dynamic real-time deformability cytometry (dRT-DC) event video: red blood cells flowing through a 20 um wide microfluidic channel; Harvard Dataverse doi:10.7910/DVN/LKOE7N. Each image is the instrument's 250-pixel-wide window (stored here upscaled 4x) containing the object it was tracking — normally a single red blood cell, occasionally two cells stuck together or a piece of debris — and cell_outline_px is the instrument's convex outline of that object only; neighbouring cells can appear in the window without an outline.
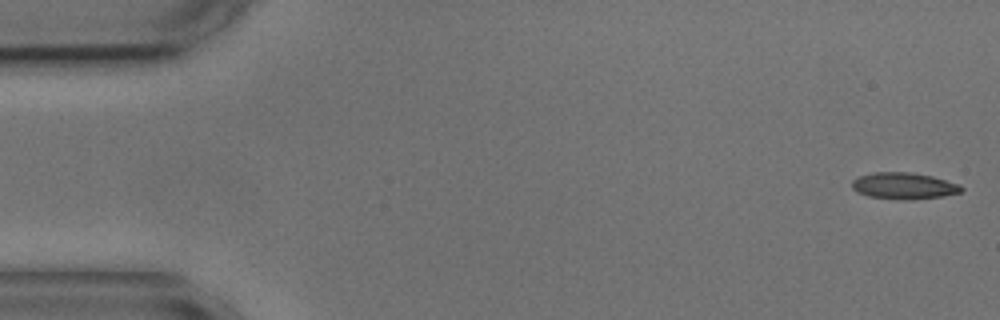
{"species": "common noctule bat (a hibernating species)", "species_latin": "Nyctalus noctula", "temperature_condition": "cold", "stored_images_in_passage": 4, "camera_frame_rate_fps": 3000, "um_per_image_px": 0.085, "animal": {"sex": "male", "body_mass_g": 17.9, "forearm_length_mm": 54.2}, "frame": {"image": 1, "passage_image": 1, "time_ms": 0.0, "image_size_px": [1000, 320], "cell_outline_px": [[964, 188], [960, 192], [944, 196], [904, 200], [868, 196], [856, 192], [852, 188], [852, 180], [860, 176], [876, 172], [908, 172], [932, 176], [960, 184]], "centroid_in_image_um": [76.83, 15.8], "position_along_channel_um": 8.2, "area_um2": 16.82}}
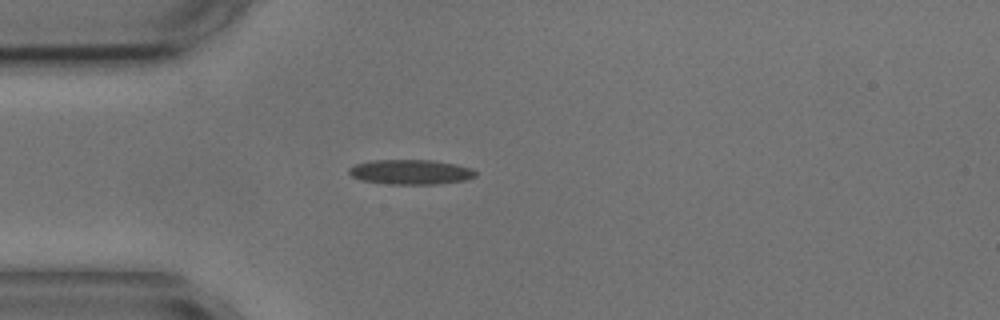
{"frame": {"image": 2, "passage_image": 4, "time_ms": 4.333, "image_size_px": [1000, 320], "cell_outline_px": [[476, 176], [464, 180], [436, 184], [392, 184], [360, 180], [352, 176], [348, 172], [348, 168], [356, 164], [368, 160], [432, 160], [456, 164], [472, 168], [476, 172]], "centroid_in_image_um": [34.89, 14.61], "position_along_channel_um": 50.1, "area_um2": 18.32}}